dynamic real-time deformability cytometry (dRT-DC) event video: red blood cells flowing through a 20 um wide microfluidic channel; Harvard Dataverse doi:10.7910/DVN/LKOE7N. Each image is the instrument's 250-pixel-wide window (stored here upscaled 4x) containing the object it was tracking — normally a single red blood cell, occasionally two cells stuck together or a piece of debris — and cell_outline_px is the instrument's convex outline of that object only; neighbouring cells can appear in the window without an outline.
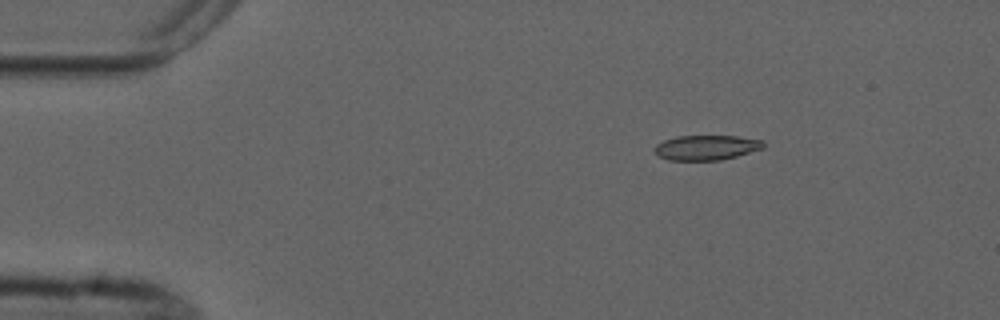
{"species": "common noctule bat (a hibernating species)", "species_latin": "Nyctalus noctula", "temperature_condition": "cold", "stored_images_in_passage": 4, "camera_frame_rate_fps": 3000, "um_per_image_px": 0.085, "animal": {"sex": "male", "forearm_length_mm": 52.5}, "frame": {"image": 1, "passage_image": 2, "time_ms": 2.0, "image_size_px": [1000, 320], "cell_outline_px": [[764, 148], [736, 156], [720, 160], [668, 160], [660, 156], [656, 152], [656, 144], [664, 140], [676, 136], [736, 136], [764, 140]], "centroid_in_image_um": [60.07, 12.53], "position_along_channel_um": 24.9, "area_um2": 15.66}}